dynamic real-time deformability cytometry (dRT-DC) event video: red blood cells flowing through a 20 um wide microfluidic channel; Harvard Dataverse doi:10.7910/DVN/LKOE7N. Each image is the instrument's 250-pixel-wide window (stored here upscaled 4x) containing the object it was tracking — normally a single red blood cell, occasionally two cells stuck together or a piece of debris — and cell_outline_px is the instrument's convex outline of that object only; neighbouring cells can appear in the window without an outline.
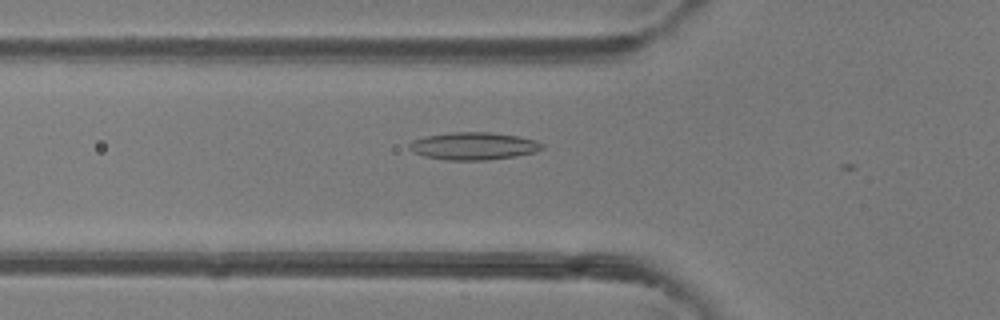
{"species": "common noctule bat (a hibernating species)", "species_latin": "Nyctalus noctula", "temperature_condition": "room temperature", "stored_images_in_passage": 3, "camera_frame_rate_fps": 3000, "um_per_image_px": 0.085, "animal": {"sex": "female"}, "frame": {"image": 1, "passage_image": 2, "time_ms": 0.333, "image_size_px": [1000, 320], "cell_outline_px": [[544, 148], [536, 152], [516, 156], [488, 160], [444, 160], [424, 156], [412, 152], [408, 148], [408, 144], [412, 140], [424, 136], [452, 132], [492, 132], [516, 136], [536, 140], [544, 144]], "centroid_in_image_um": [40.24, 12.41], "position_along_channel_um": 85.6, "area_um2": 21.56}}